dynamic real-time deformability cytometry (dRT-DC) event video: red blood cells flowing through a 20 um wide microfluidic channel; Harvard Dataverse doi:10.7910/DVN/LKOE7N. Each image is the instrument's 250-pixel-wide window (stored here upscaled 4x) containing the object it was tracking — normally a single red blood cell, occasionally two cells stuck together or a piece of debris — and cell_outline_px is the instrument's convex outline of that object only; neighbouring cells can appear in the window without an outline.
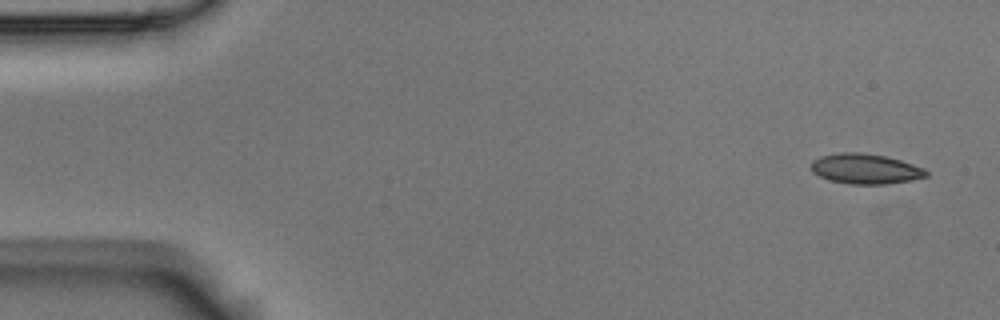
{"species": "Egyptian fruit bat (a non-hibernating species)", "species_latin": "Rousettus aegyptiacus", "temperature_condition": "room temperature", "stored_images_in_passage": 4, "camera_frame_rate_fps": 3000, "um_per_image_px": 0.085, "animal": {"sex": "male"}, "frame": {"image": 1, "passage_image": 1, "time_ms": 0.0, "image_size_px": [1000, 320], "cell_outline_px": [[928, 176], [912, 180], [884, 184], [852, 184], [828, 180], [812, 172], [812, 160], [820, 156], [840, 152], [860, 152], [884, 156], [900, 160], [924, 168], [928, 172]], "centroid_in_image_um": [73.55, 14.35], "position_along_channel_um": 11.5, "area_um2": 20.17}}
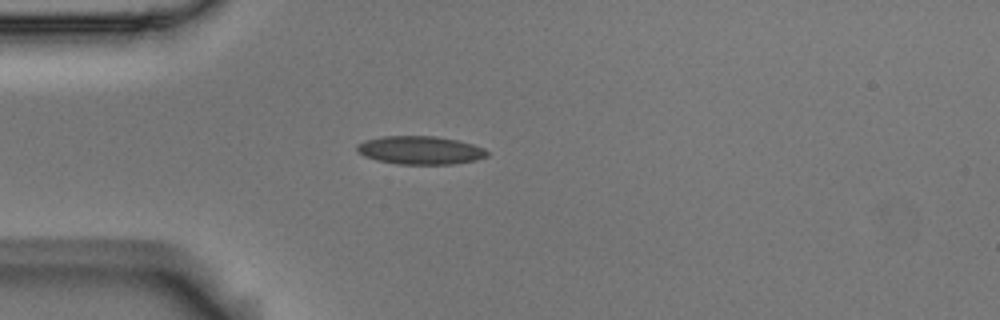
{"frame": {"image": 2, "passage_image": 4, "time_ms": 1.0, "image_size_px": [1000, 320], "cell_outline_px": [[488, 156], [476, 160], [452, 164], [400, 164], [376, 160], [364, 156], [356, 148], [356, 144], [364, 140], [380, 136], [436, 136], [456, 140], [472, 144], [484, 148], [488, 152]], "centroid_in_image_um": [35.7, 12.76], "position_along_channel_um": 49.3, "area_um2": 21.44}}